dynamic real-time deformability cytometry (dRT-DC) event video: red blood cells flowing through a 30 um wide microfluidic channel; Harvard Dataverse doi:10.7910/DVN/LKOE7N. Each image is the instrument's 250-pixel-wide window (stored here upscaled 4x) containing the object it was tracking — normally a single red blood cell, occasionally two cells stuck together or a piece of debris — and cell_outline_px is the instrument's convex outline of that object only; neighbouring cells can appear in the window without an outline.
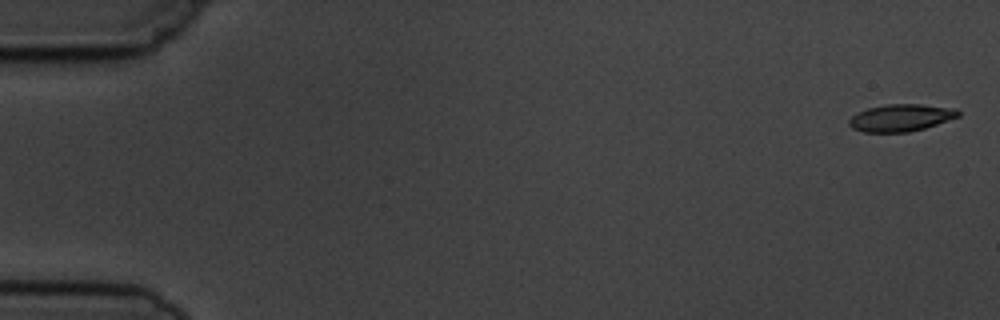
{"species": "common noctule bat (a hibernating species)", "species_latin": "Nyctalus noctula", "temperature_condition": "cold", "stored_images_in_passage": 5, "camera_frame_rate_fps": 3000, "um_per_image_px": 0.085, "animal": {"sex": "male", "body_mass_g": 19.5, "forearm_length_mm": 54.6}, "frame": {"image": 1, "passage_image": 1, "time_ms": 0.0, "image_size_px": [1000, 320], "cell_outline_px": [[960, 116], [924, 128], [908, 132], [864, 132], [852, 128], [848, 124], [848, 120], [852, 116], [868, 108], [884, 104], [920, 104], [956, 108], [960, 112]], "centroid_in_image_um": [76.58, 10.0], "position_along_channel_um": 8.4, "area_um2": 17.22}}
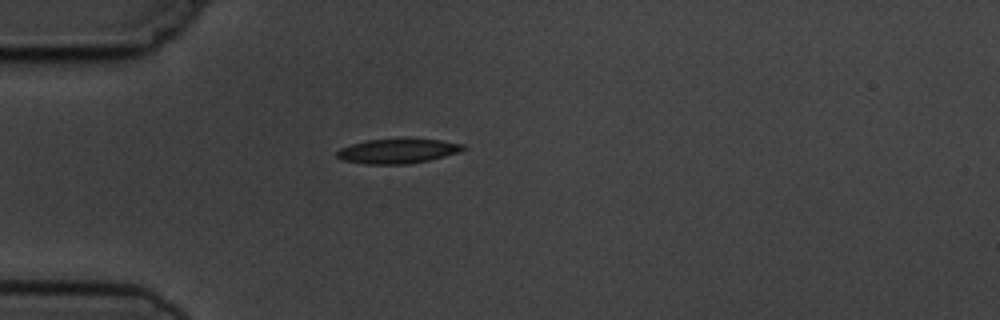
{"frame": {"image": 2, "passage_image": 5, "time_ms": 4.667, "image_size_px": [1000, 320], "cell_outline_px": [[468, 148], [460, 152], [428, 160], [408, 164], [364, 164], [340, 160], [336, 156], [336, 152], [340, 148], [352, 144], [368, 140], [440, 140], [464, 144]], "centroid_in_image_um": [33.79, 12.86], "position_along_channel_um": 51.2, "area_um2": 17.86}}